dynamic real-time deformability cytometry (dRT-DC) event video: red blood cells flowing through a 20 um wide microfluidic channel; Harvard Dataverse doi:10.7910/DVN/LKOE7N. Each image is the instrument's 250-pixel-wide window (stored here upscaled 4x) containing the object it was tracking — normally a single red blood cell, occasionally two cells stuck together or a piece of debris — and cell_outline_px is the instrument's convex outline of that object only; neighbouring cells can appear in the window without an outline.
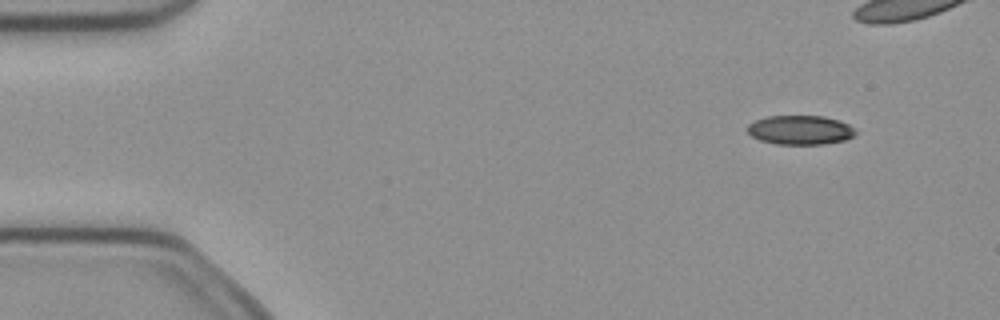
{"species": "common noctule bat (a hibernating species)", "species_latin": "Nyctalus noctula", "temperature_condition": "cold", "stored_images_in_passage": 6, "camera_frame_rate_fps": 3000, "um_per_image_px": 0.085, "animal": {"sex": "female", "body_mass_g": 21.9}, "frame": {"image": 1, "passage_image": 2, "time_ms": 0.333, "image_size_px": [1000, 320], "cell_outline_px": [[856, 132], [852, 136], [844, 140], [824, 144], [776, 144], [760, 140], [752, 136], [748, 132], [748, 124], [764, 116], [824, 116], [840, 120], [856, 128]], "centroid_in_image_um": [68.03, 11.04], "position_along_channel_um": 17.0, "area_um2": 18.44}}